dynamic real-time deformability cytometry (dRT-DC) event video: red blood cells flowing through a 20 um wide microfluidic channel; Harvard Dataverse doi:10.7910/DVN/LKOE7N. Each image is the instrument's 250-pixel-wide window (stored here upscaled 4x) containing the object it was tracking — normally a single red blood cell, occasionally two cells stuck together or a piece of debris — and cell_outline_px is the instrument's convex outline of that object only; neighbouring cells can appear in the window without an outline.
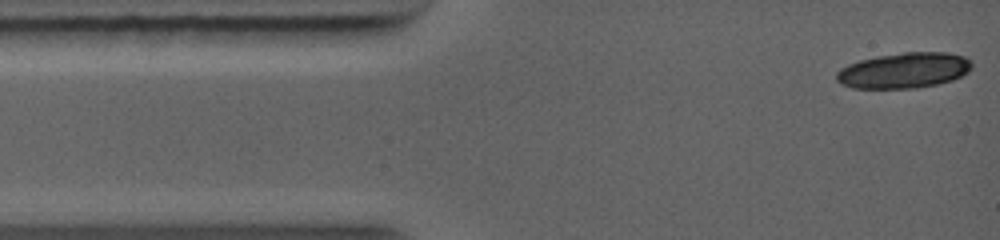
{"species": "common noctule bat (a hibernating species)", "species_latin": "Nyctalus noctula", "temperature_condition": "warm", "stored_images_in_passage": 5, "camera_frame_rate_fps": 5000, "um_per_image_px": 0.085, "animal": {"sex": "female", "body_mass_g": 19.0, "forearm_length_mm": 56.7}, "frame": {"image": 1, "passage_image": 1, "time_ms": 0.0, "image_size_px": [1000, 240], "cell_outline_px": [[972, 64], [968, 72], [952, 80], [936, 84], [916, 88], [852, 88], [836, 80], [836, 72], [840, 68], [848, 64], [860, 60], [876, 56], [904, 52], [948, 52], [964, 56], [972, 60]], "centroid_in_image_um": [76.84, 5.97], "position_along_channel_um": 8.2, "area_um2": 28.09}}